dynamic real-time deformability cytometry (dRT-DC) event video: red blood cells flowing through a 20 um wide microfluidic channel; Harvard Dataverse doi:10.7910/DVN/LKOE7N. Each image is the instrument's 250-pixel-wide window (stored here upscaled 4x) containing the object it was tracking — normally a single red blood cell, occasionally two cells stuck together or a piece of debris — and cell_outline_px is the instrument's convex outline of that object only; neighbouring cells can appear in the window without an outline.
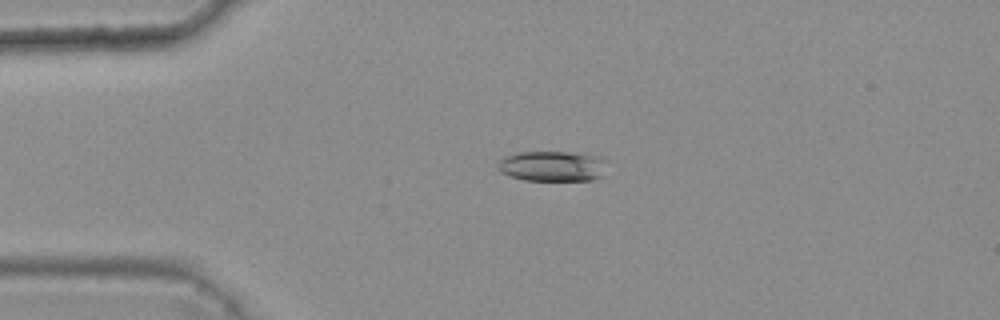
{"species": "common noctule bat (a hibernating species)", "species_latin": "Nyctalus noctula", "temperature_condition": "warm", "stored_images_in_passage": 4, "camera_frame_rate_fps": 3000, "um_per_image_px": 0.085, "animal": {"sex": "female", "body_mass_g": 25.1}, "frame": {"image": 1, "passage_image": 3, "time_ms": 0.667, "image_size_px": [1000, 320], "cell_outline_px": [[608, 160], [604, 176], [592, 180], [524, 180], [508, 176], [500, 172], [496, 168], [496, 164], [504, 156], [516, 152], [568, 152], [600, 156]], "centroid_in_image_um": [46.97, 14.12], "position_along_channel_um": 38.0, "area_um2": 19.83}}